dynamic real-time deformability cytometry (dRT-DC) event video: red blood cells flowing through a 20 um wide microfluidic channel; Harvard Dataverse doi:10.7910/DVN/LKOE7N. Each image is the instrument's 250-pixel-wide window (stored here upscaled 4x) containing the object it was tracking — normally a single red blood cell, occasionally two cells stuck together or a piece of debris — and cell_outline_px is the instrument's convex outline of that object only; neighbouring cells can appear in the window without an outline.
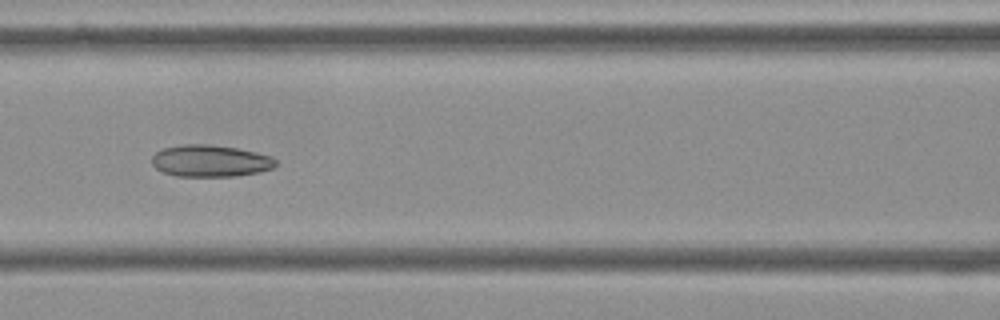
{"species": "Egyptian fruit bat (a non-hibernating species)", "species_latin": "Rousettus aegyptiacus", "temperature_condition": "cold", "stored_images_in_passage": 10, "camera_frame_rate_fps": 3000, "um_per_image_px": 0.085, "frame": {"image": 1, "passage_image": 7, "time_ms": 2.0, "image_size_px": [1000, 320], "cell_outline_px": [[276, 164], [272, 168], [260, 172], [236, 176], [176, 176], [164, 172], [156, 168], [152, 164], [152, 156], [156, 152], [164, 148], [184, 144], [208, 144], [236, 148], [256, 152], [272, 156], [276, 160]], "centroid_in_image_um": [17.89, 13.67], "position_along_channel_um": 148.7, "area_um2": 22.95}}
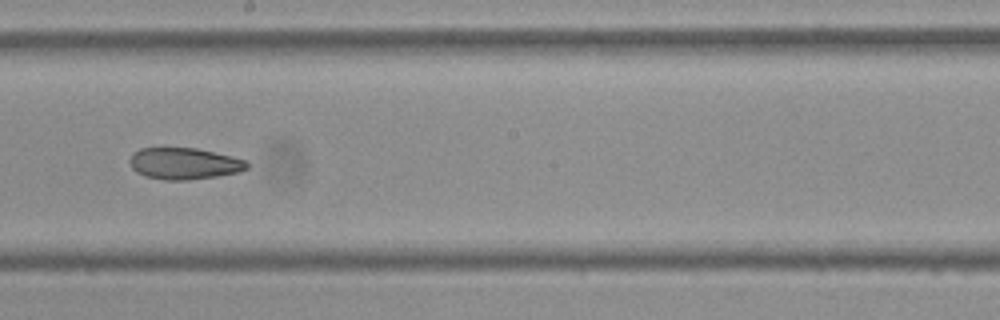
{"frame": {"image": 2, "passage_image": 9, "time_ms": 2.667, "image_size_px": [1000, 320], "cell_outline_px": [[248, 168], [240, 172], [216, 176], [188, 180], [164, 180], [144, 176], [136, 172], [132, 168], [128, 160], [132, 152], [140, 148], [196, 148], [232, 156], [248, 160]], "centroid_in_image_um": [15.64, 13.9], "position_along_channel_um": 232.6, "area_um2": 21.79}}
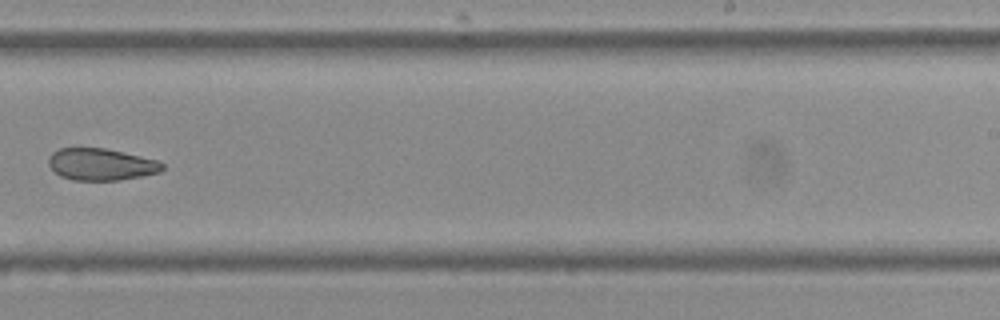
{"frame": {"image": 3, "passage_image": 10, "time_ms": 3.0, "image_size_px": [1000, 320], "cell_outline_px": [[164, 168], [160, 172], [120, 180], [72, 180], [60, 176], [48, 164], [48, 156], [52, 152], [60, 148], [104, 148], [140, 156], [156, 160], [164, 164]], "centroid_in_image_um": [8.57, 13.97], "position_along_channel_um": 280.4, "area_um2": 21.04}}